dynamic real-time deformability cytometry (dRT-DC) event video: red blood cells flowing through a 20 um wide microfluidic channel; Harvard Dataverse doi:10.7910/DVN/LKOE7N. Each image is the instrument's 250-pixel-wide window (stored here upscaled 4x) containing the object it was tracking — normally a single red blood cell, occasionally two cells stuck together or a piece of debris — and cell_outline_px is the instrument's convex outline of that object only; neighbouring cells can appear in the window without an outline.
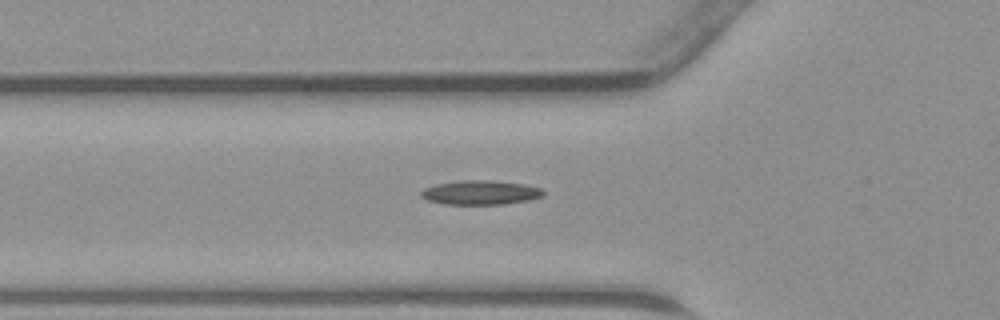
{"species": "common noctule bat (a hibernating species)", "species_latin": "Nyctalus noctula", "temperature_condition": "warm", "stored_images_in_passage": 29, "camera_frame_rate_fps": 3000, "um_per_image_px": 0.085, "animal": {"sex": "male", "body_mass_g": 23.1, "forearm_length_mm": 52.7}, "frame": {"image": 1, "passage_image": 2, "time_ms": 0.333, "image_size_px": [1000, 320], "cell_outline_px": [[544, 196], [532, 200], [504, 204], [444, 204], [428, 200], [420, 196], [420, 192], [424, 188], [436, 184], [460, 180], [492, 180], [524, 184], [540, 188], [544, 192]], "centroid_in_image_um": [40.85, 16.36], "position_along_channel_um": 84.9, "area_um2": 17.4}}
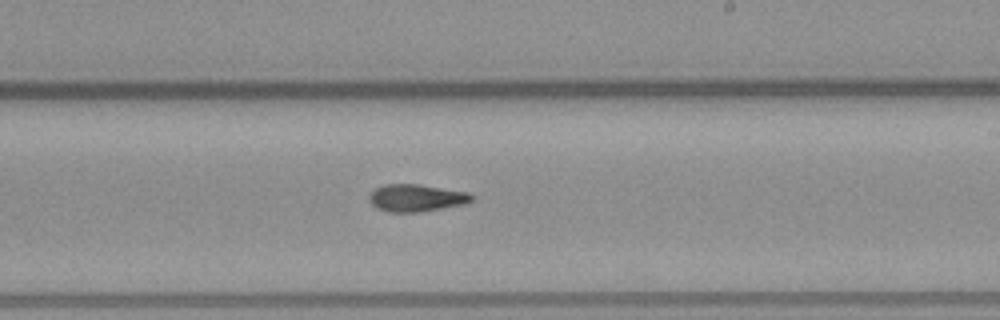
{"frame": {"image": 2, "passage_image": 13, "time_ms": 4.0, "image_size_px": [1000, 320], "cell_outline_px": [[476, 196], [472, 200], [464, 204], [420, 212], [388, 212], [376, 208], [368, 200], [368, 196], [376, 188], [384, 184], [420, 184], [468, 192]], "centroid_in_image_um": [35.38, 16.82], "position_along_channel_um": 253.6, "area_um2": 16.42}}
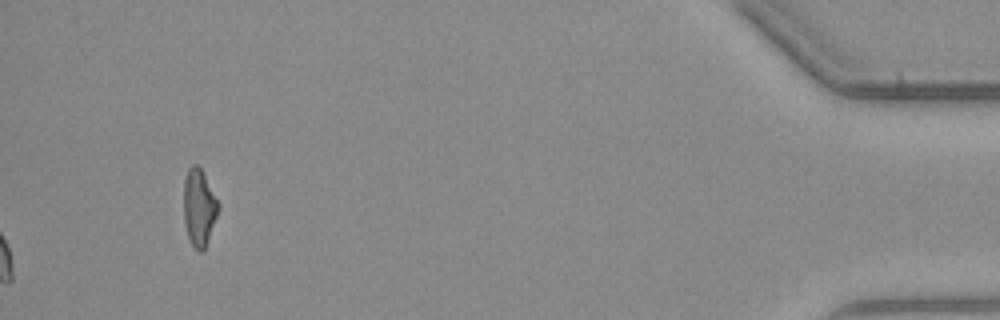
{"frame": {"image": 3, "passage_image": 29, "time_ms": 9.333, "image_size_px": [1000, 320], "cell_outline_px": [[220, 204], [204, 252], [200, 252], [192, 244], [188, 236], [184, 224], [184, 180], [188, 168], [192, 164], [196, 164], [200, 168]], "centroid_in_image_um": [16.91, 17.64], "position_along_channel_um": 418.3, "area_um2": 15.32}}